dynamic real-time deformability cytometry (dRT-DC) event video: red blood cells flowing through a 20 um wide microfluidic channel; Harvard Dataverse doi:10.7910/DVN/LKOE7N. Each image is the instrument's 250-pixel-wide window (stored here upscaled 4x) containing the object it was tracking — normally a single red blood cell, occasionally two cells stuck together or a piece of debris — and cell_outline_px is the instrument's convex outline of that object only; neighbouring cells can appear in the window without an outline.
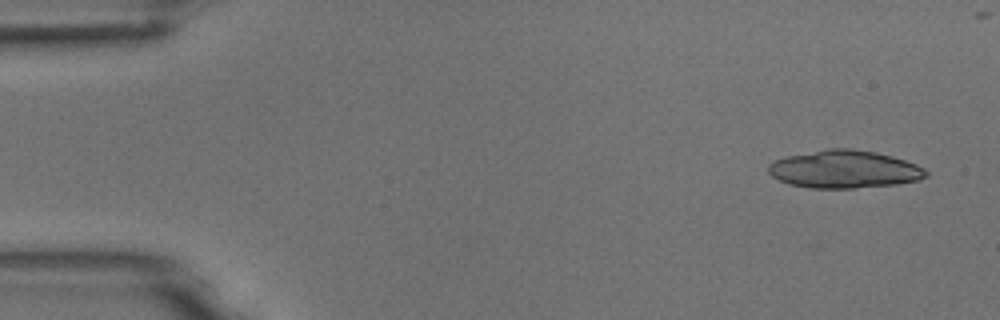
{"species": "common noctule bat (a hibernating species)", "species_latin": "Nyctalus noctula", "temperature_condition": "room temperature", "stored_images_in_passage": 13, "camera_frame_rate_fps": 3000, "um_per_image_px": 0.085, "animal": {"sex": "male", "body_mass_g": 18.8}, "frame": {"image": 1, "passage_image": 1, "time_ms": 0.0, "image_size_px": [1000, 320], "cell_outline_px": [[928, 176], [920, 180], [896, 184], [856, 188], [812, 188], [788, 184], [772, 176], [768, 172], [768, 164], [776, 160], [788, 156], [828, 148], [852, 148], [876, 152], [892, 156], [916, 164], [924, 168], [928, 172]], "centroid_in_image_um": [71.79, 14.39], "position_along_channel_um": 13.2, "area_um2": 34.74}}
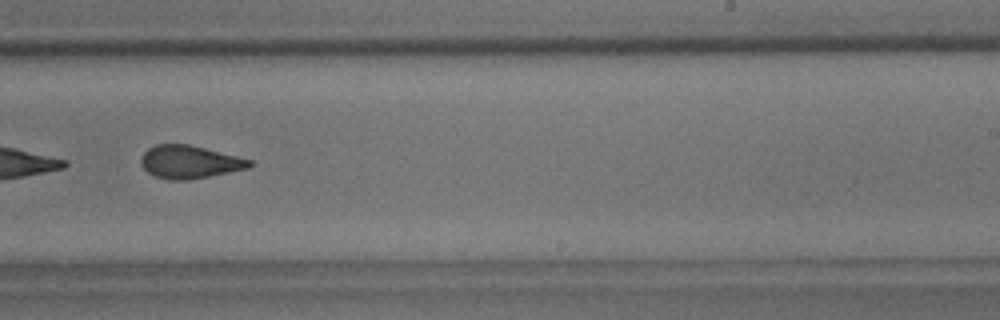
{"frame": {"image": 2, "passage_image": 9, "time_ms": 2.667, "image_size_px": [1000, 320], "cell_outline_px": [[252, 164], [248, 168], [188, 180], [168, 180], [156, 176], [148, 172], [140, 164], [140, 160], [144, 152], [148, 148], [156, 144], [188, 144], [252, 160]], "centroid_in_image_um": [16.07, 13.76], "position_along_channel_um": 272.9, "area_um2": 20.58}}
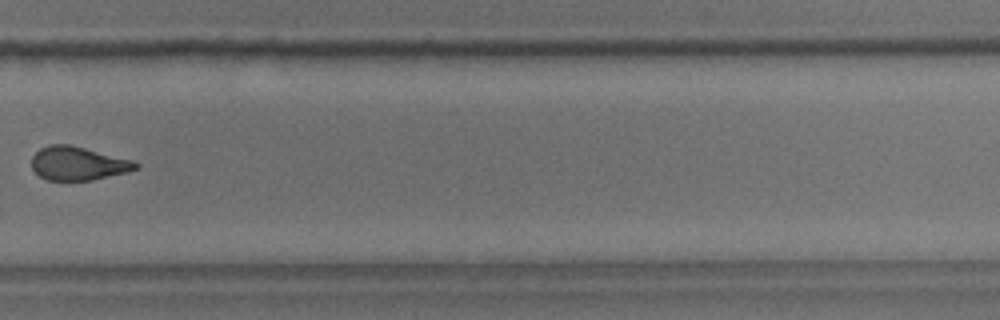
{"frame": {"image": 3, "passage_image": 10, "time_ms": 3.0, "image_size_px": [1000, 320], "cell_outline_px": [[140, 168], [128, 172], [92, 180], [44, 180], [32, 168], [32, 156], [40, 148], [48, 144], [68, 144], [132, 160], [140, 164]], "centroid_in_image_um": [6.63, 13.9], "position_along_channel_um": 323.2, "area_um2": 20.35}}